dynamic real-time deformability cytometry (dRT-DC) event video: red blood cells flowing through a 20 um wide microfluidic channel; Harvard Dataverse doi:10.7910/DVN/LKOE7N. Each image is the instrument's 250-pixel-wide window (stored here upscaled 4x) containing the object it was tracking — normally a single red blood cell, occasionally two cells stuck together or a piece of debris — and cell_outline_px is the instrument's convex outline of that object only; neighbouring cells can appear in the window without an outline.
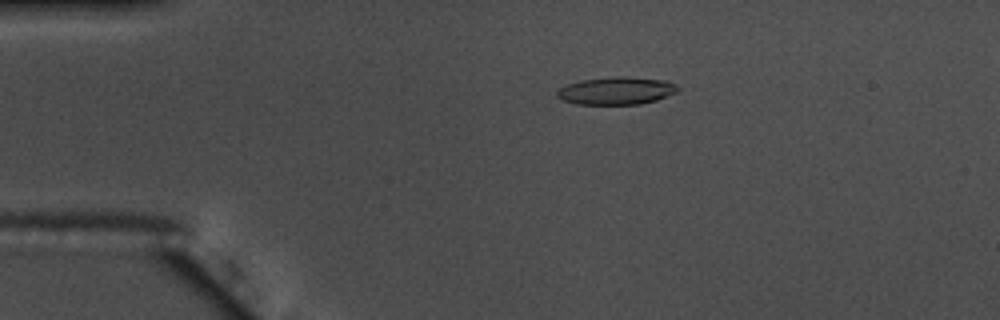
{"species": "common noctule bat (a hibernating species)", "species_latin": "Nyctalus noctula", "temperature_condition": "warm", "stored_images_in_passage": 56, "camera_frame_rate_fps": 3000, "um_per_image_px": 0.085, "animal": {"sex": "male", "body_mass_g": 17.5, "forearm_length_mm": 52.3}, "frame": {"image": 1, "passage_image": 12, "time_ms": 3.667, "image_size_px": [1000, 320], "cell_outline_px": [[680, 88], [676, 92], [656, 100], [640, 104], [576, 104], [564, 100], [556, 96], [556, 92], [560, 88], [568, 84], [580, 80], [616, 76], [628, 76], [668, 80]], "centroid_in_image_um": [52.41, 7.7], "position_along_channel_um": 32.6, "area_um2": 19.48}}
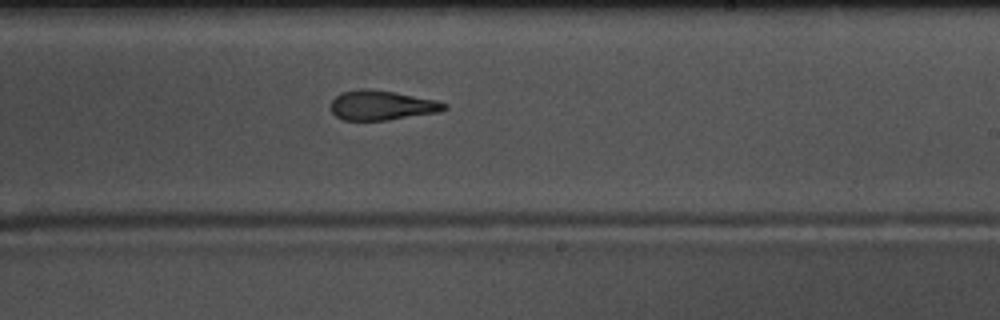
{"frame": {"image": 2, "passage_image": 34, "time_ms": 11.0, "image_size_px": [1000, 320], "cell_outline_px": [[448, 108], [440, 112], [388, 120], [344, 120], [336, 116], [332, 112], [332, 100], [340, 92], [360, 88], [368, 88], [392, 92], [436, 100], [448, 104]], "centroid_in_image_um": [32.46, 8.95], "position_along_channel_um": 256.5, "area_um2": 19.59}}
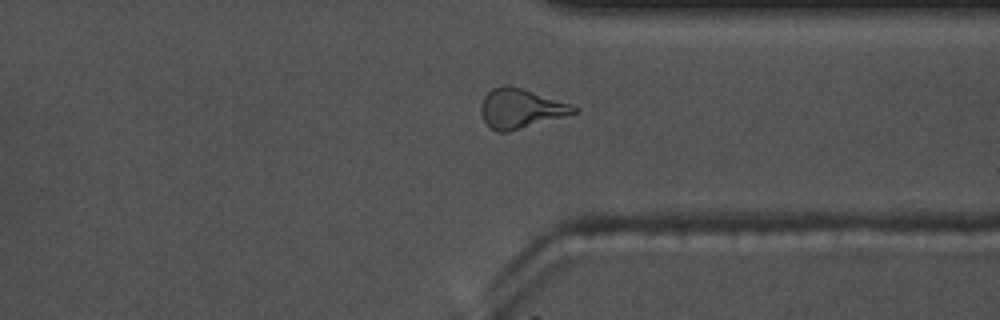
{"frame": {"image": 3, "passage_image": 43, "time_ms": 14.0, "image_size_px": [1000, 320], "cell_outline_px": [[576, 112], [564, 116], [508, 132], [496, 132], [484, 120], [480, 112], [480, 108], [484, 96], [492, 88], [504, 84], [508, 84], [524, 88], [572, 104], [576, 108]], "centroid_in_image_um": [44.23, 9.2], "position_along_channel_um": 367.2, "area_um2": 21.33}, "authors_computed_cell_mechanics": {"area_um2": 19.7676, "velocity_mm_per_s": 3.6967, "shape_relaxation_time_tau1_ms": 11.3748, "shape_relaxation_time_tau2_ms": 2.8729, "deformation_change_tau1": 0.2567, "deformation_change_tau2": 0.1311}}